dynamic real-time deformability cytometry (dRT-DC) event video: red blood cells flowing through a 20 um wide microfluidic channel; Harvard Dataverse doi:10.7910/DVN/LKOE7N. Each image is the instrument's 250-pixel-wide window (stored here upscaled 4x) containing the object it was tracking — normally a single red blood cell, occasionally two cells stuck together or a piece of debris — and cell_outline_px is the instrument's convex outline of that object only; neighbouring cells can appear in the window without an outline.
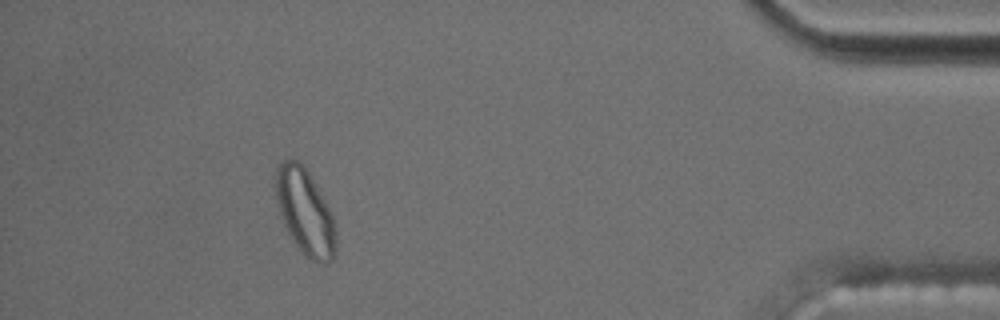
{"species": "common noctule bat (a hibernating species)", "species_latin": "Nyctalus noctula", "temperature_condition": "cold", "stored_images_in_passage": 57, "segment_of_instrument_passage": [2, 2], "camera_frame_rate_fps": 3000, "um_per_image_px": 0.085, "animal": {"sex": "male", "body_mass_g": 17.5, "forearm_length_mm": 52.3}, "frame": {"image": 1, "passage_image": 52, "time_ms": 17.0, "image_size_px": [1000, 320], "cell_outline_px": [[336, 252], [332, 260], [324, 264], [312, 260], [304, 256], [288, 232], [284, 224], [276, 204], [276, 168], [284, 160], [296, 160], [308, 172], [324, 196], [332, 216], [336, 228]], "centroid_in_image_um": [25.95, 18.05], "position_along_channel_um": 409.3, "area_um2": 30.0}}